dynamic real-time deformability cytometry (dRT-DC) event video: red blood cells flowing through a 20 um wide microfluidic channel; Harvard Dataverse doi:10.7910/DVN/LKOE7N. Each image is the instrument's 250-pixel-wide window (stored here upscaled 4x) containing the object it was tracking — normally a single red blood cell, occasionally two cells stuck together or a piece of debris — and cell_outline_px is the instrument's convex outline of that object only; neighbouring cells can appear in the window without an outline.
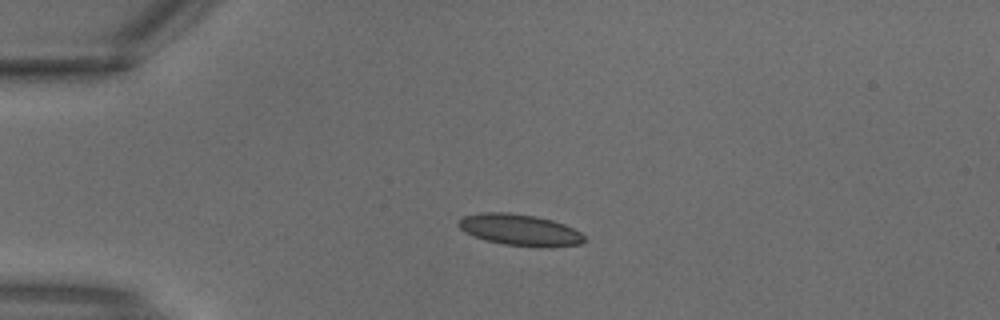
{"species": "common noctule bat (a hibernating species)", "species_latin": "Nyctalus noctula", "temperature_condition": "warm", "stored_images_in_passage": 2, "camera_frame_rate_fps": 3000, "um_per_image_px": 0.085, "animal": {"sex": "male", "body_mass_g": 18.8}, "frame": {"image": 1, "passage_image": 1, "time_ms": 0.0, "image_size_px": [1000, 320], "cell_outline_px": [[588, 240], [580, 244], [548, 248], [540, 248], [504, 244], [484, 240], [464, 232], [456, 224], [464, 216], [480, 212], [508, 212], [536, 216], [552, 220], [564, 224], [580, 232]], "centroid_in_image_um": [44.2, 19.55], "position_along_channel_um": 40.8, "area_um2": 23.35}}
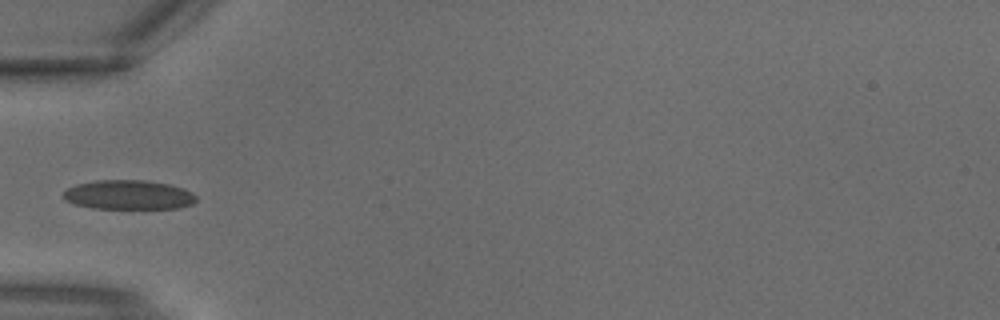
{"frame": {"image": 2, "passage_image": 2, "time_ms": 0.333, "image_size_px": [1000, 320], "cell_outline_px": [[196, 200], [192, 204], [180, 208], [92, 208], [72, 204], [64, 200], [64, 192], [68, 188], [76, 184], [96, 180], [144, 180], [168, 184], [184, 188], [192, 192], [196, 196]], "centroid_in_image_um": [10.92, 16.56], "position_along_channel_um": 74.1, "area_um2": 22.77}}